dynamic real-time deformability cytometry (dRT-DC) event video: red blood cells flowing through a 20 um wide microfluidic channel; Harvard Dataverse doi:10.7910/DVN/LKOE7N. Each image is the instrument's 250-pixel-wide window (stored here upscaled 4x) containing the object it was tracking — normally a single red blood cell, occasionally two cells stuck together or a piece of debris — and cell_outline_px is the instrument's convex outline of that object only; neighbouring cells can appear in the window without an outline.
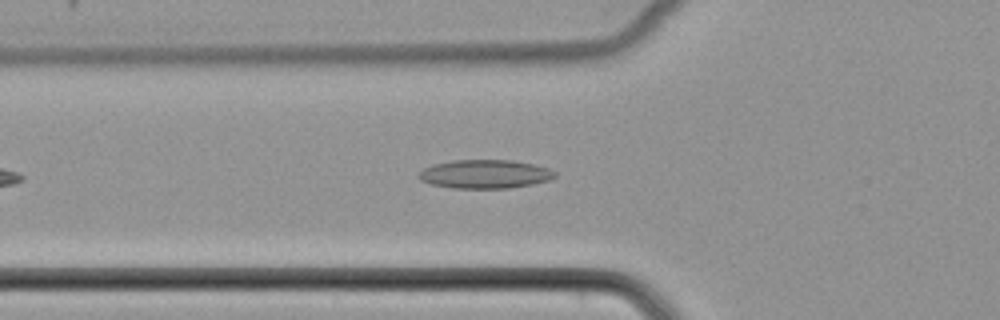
{"species": "common noctule bat (a hibernating species)", "species_latin": "Nyctalus noctula", "temperature_condition": "cold", "stored_images_in_passage": 41, "camera_frame_rate_fps": 3000, "um_per_image_px": 0.085, "animal": {"sex": "female", "body_mass_g": 22.7, "forearm_length_mm": 54.2}, "frame": {"image": 1, "passage_image": 8, "time_ms": 2.333, "image_size_px": [1000, 320], "cell_outline_px": [[556, 176], [548, 180], [532, 184], [508, 188], [452, 188], [432, 184], [420, 180], [416, 176], [424, 168], [432, 164], [452, 160], [512, 160], [532, 164], [548, 168], [556, 172]], "centroid_in_image_um": [41.19, 14.79], "position_along_channel_um": 84.6, "area_um2": 22.72}}
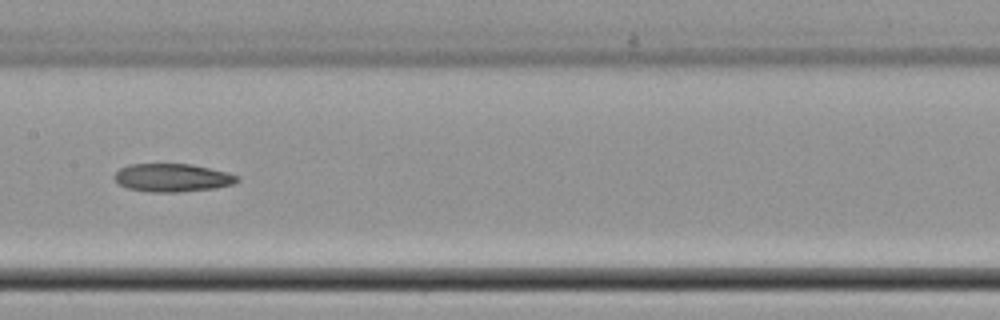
{"frame": {"image": 2, "passage_image": 16, "time_ms": 5.0, "image_size_px": [1000, 320], "cell_outline_px": [[240, 180], [236, 184], [216, 188], [180, 192], [148, 192], [128, 188], [120, 184], [112, 176], [120, 168], [128, 164], [192, 164], [228, 172], [240, 176]], "centroid_in_image_um": [14.7, 15.11], "position_along_channel_um": 192.7, "area_um2": 20.4}}
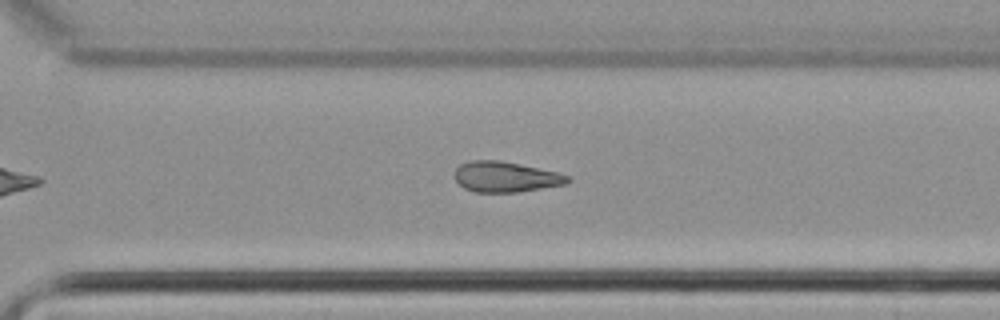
{"frame": {"image": 3, "passage_image": 26, "time_ms": 8.333, "image_size_px": [1000, 320], "cell_outline_px": [[572, 180], [568, 184], [520, 192], [476, 192], [464, 188], [456, 180], [456, 168], [460, 164], [472, 160], [500, 160], [520, 164], [556, 172], [572, 176]], "centroid_in_image_um": [43.04, 15.04], "position_along_channel_um": 327.6, "area_um2": 20.17}}